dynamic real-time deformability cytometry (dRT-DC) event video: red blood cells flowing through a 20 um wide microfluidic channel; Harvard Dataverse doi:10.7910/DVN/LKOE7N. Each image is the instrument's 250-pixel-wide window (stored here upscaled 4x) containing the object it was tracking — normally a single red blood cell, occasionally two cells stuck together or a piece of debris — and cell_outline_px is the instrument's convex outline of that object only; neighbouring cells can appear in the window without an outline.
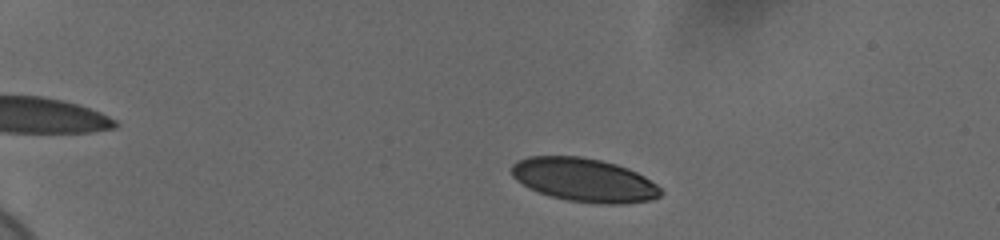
{"species": "human", "species_latin": "Homo sapiens", "temperature_condition": "cold", "stored_images_in_passage": 51, "camera_frame_rate_fps": 3000, "um_per_image_px": 0.085, "donor": {"sex": "female"}, "frame": {"image": 1, "passage_image": 6, "time_ms": 1.667, "image_size_px": [1000, 240], "cell_outline_px": [[664, 192], [660, 196], [652, 200], [624, 204], [596, 204], [568, 200], [552, 196], [540, 192], [516, 180], [512, 176], [512, 164], [516, 160], [528, 156], [580, 156], [600, 160], [616, 164], [628, 168], [644, 176], [656, 184]], "centroid_in_image_um": [49.68, 15.29], "position_along_channel_um": 35.3, "area_um2": 37.86}}
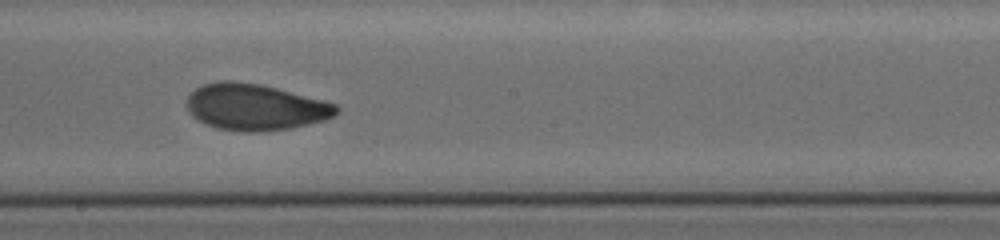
{"frame": {"image": 2, "passage_image": 29, "time_ms": 9.333, "image_size_px": [1000, 240], "cell_outline_px": [[340, 112], [324, 120], [308, 124], [288, 128], [256, 132], [244, 132], [216, 128], [196, 120], [188, 112], [188, 96], [196, 88], [204, 84], [220, 80], [232, 80], [260, 84], [324, 100], [336, 104], [340, 108]], "centroid_in_image_um": [21.68, 9.1], "position_along_channel_um": 226.5, "area_um2": 40.4}}
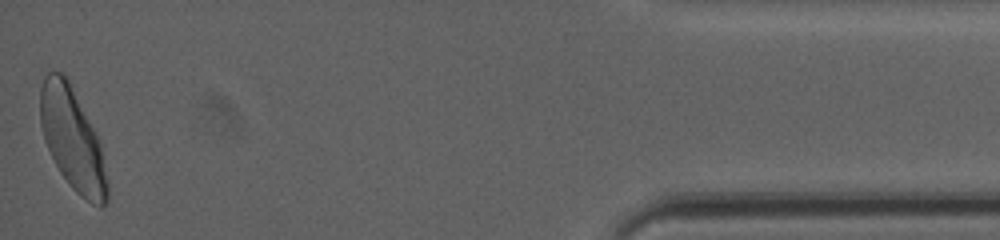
{"frame": {"image": 3, "passage_image": 51, "time_ms": 16.667, "image_size_px": [1000, 240], "cell_outline_px": [[108, 200], [100, 208], [92, 204], [80, 196], [72, 188], [60, 172], [44, 140], [40, 124], [40, 88], [44, 76], [48, 72], [64, 72], [96, 132], [100, 144], [108, 184]], "centroid_in_image_um": [6.15, 11.83], "position_along_channel_um": 429.0, "area_um2": 39.71}, "authors_computed_cell_mechanics": {"area_um2": 39.1884, "velocity_mm_per_s": 3.6613, "shape_relaxation_time_tau1_ms": 4.9519, "shape_relaxation_time_tau2_ms": 1.3673, "deformation_change_tau1": 0.1488, "deformation_change_tau2": 0.068}}